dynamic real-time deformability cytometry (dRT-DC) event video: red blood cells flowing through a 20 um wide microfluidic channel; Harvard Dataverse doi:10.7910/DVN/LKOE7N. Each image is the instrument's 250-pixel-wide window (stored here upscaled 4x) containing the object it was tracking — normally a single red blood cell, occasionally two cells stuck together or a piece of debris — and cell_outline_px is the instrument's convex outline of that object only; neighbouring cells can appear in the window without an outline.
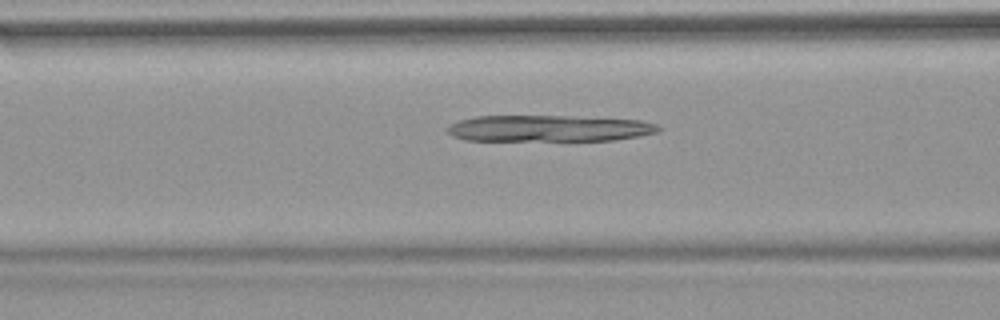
{"species": "common noctule bat (a hibernating species)", "species_latin": "Nyctalus noctula", "temperature_condition": "warm", "stored_images_in_passage": 52, "camera_frame_rate_fps": 3000, "um_per_image_px": 0.085, "animal": {"sex": "female", "body_mass_g": 18.4}, "frame": {"image": 1, "passage_image": 21, "time_ms": 6.667, "image_size_px": [1000, 320], "cell_outline_px": [[660, 132], [640, 136], [612, 140], [464, 140], [452, 136], [444, 128], [448, 124], [460, 120], [476, 116], [572, 116], [640, 120], [656, 124], [660, 128]], "centroid_in_image_um": [46.63, 10.91], "position_along_channel_um": 120.0, "area_um2": 32.54}}
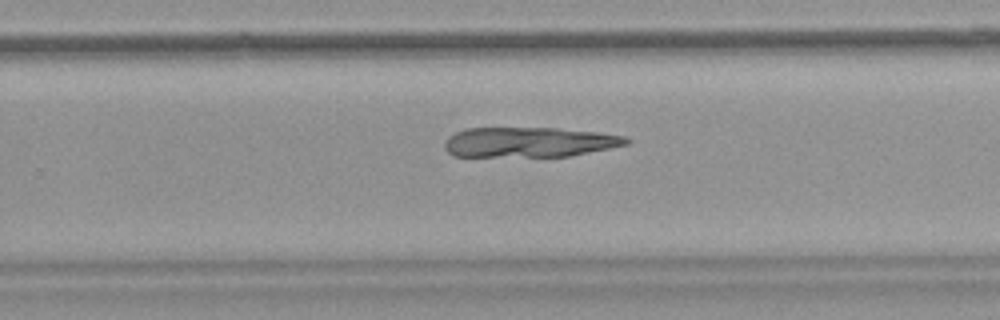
{"frame": {"image": 2, "passage_image": 34, "time_ms": 11.0, "image_size_px": [1000, 320], "cell_outline_px": [[632, 140], [628, 144], [568, 156], [452, 156], [444, 148], [444, 140], [448, 136], [456, 132], [468, 128], [556, 128], [596, 132], [624, 136]], "centroid_in_image_um": [44.94, 12.08], "position_along_channel_um": 284.9, "area_um2": 31.62}}
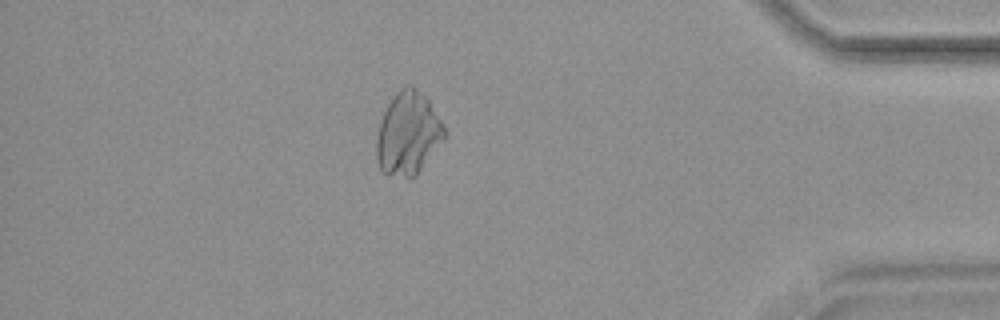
{"frame": {"image": 3, "passage_image": 46, "time_ms": 15.0, "image_size_px": [1000, 320], "cell_outline_px": [[448, 132], [416, 176], [412, 180], [384, 172], [380, 168], [376, 160], [376, 140], [380, 120], [392, 96], [400, 88], [408, 84], [424, 96], [428, 100]], "centroid_in_image_um": [34.67, 11.37], "position_along_channel_um": 400.5, "area_um2": 32.6}}